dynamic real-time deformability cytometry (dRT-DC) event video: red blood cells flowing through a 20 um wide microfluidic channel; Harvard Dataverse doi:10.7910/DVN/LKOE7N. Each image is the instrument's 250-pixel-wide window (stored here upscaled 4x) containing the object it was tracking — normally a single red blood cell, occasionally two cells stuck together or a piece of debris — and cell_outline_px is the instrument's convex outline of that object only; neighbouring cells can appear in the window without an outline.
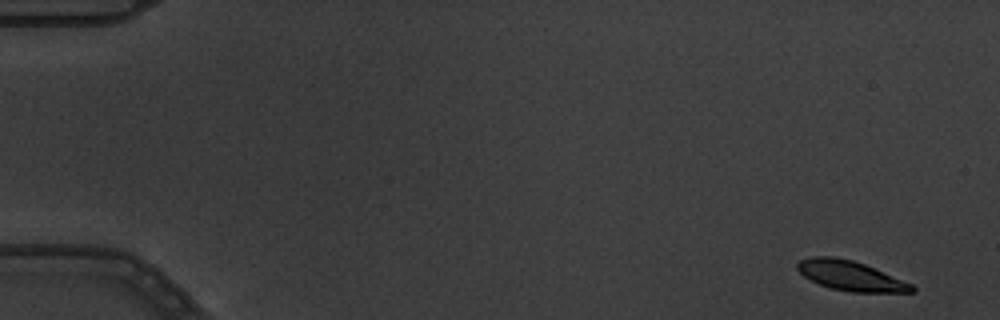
{"species": "common noctule bat (a hibernating species)", "species_latin": "Nyctalus noctula", "temperature_condition": "warm", "stored_images_in_passage": 3, "camera_frame_rate_fps": 3000, "um_per_image_px": 0.085, "animal": {"sex": "male", "body_mass_g": 19.5, "forearm_length_mm": 54.6}, "frame": {"image": 1, "passage_image": 1, "time_ms": 0.0, "image_size_px": [1000, 320], "cell_outline_px": [[916, 292], [852, 292], [832, 288], [820, 284], [804, 276], [796, 268], [796, 264], [800, 260], [812, 256], [832, 256], [852, 260], [864, 264], [912, 284], [916, 288]], "centroid_in_image_um": [72.29, 23.43], "position_along_channel_um": 12.7, "area_um2": 19.59}}